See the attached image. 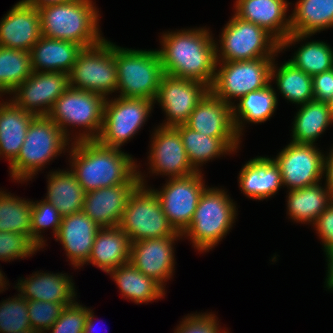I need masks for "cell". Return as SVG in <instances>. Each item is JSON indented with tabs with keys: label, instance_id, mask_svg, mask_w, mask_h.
Wrapping results in <instances>:
<instances>
[{
	"label": "cell",
	"instance_id": "cell-1",
	"mask_svg": "<svg viewBox=\"0 0 333 333\" xmlns=\"http://www.w3.org/2000/svg\"><path fill=\"white\" fill-rule=\"evenodd\" d=\"M157 49L164 74L196 80L209 88L213 83L217 59L215 40L209 28H189L163 32Z\"/></svg>",
	"mask_w": 333,
	"mask_h": 333
},
{
	"label": "cell",
	"instance_id": "cell-2",
	"mask_svg": "<svg viewBox=\"0 0 333 333\" xmlns=\"http://www.w3.org/2000/svg\"><path fill=\"white\" fill-rule=\"evenodd\" d=\"M69 149L70 170L85 192L126 184L138 173L135 158L97 140L73 141Z\"/></svg>",
	"mask_w": 333,
	"mask_h": 333
},
{
	"label": "cell",
	"instance_id": "cell-3",
	"mask_svg": "<svg viewBox=\"0 0 333 333\" xmlns=\"http://www.w3.org/2000/svg\"><path fill=\"white\" fill-rule=\"evenodd\" d=\"M92 0H71L38 7L41 35L82 45L84 48L99 44L101 34L100 13Z\"/></svg>",
	"mask_w": 333,
	"mask_h": 333
},
{
	"label": "cell",
	"instance_id": "cell-4",
	"mask_svg": "<svg viewBox=\"0 0 333 333\" xmlns=\"http://www.w3.org/2000/svg\"><path fill=\"white\" fill-rule=\"evenodd\" d=\"M70 142L51 119L36 116L27 129L17 158L9 165L10 177L19 183L31 181L51 160L62 153L65 155V151L68 153Z\"/></svg>",
	"mask_w": 333,
	"mask_h": 333
},
{
	"label": "cell",
	"instance_id": "cell-5",
	"mask_svg": "<svg viewBox=\"0 0 333 333\" xmlns=\"http://www.w3.org/2000/svg\"><path fill=\"white\" fill-rule=\"evenodd\" d=\"M225 190L209 186L204 190L191 223L182 234L200 253L215 248L236 222L237 205Z\"/></svg>",
	"mask_w": 333,
	"mask_h": 333
},
{
	"label": "cell",
	"instance_id": "cell-6",
	"mask_svg": "<svg viewBox=\"0 0 333 333\" xmlns=\"http://www.w3.org/2000/svg\"><path fill=\"white\" fill-rule=\"evenodd\" d=\"M105 100L106 98L98 93L69 86L53 104L47 117L61 128L71 142L73 139L74 142L96 140L102 128ZM71 126L80 127L82 131L72 135Z\"/></svg>",
	"mask_w": 333,
	"mask_h": 333
},
{
	"label": "cell",
	"instance_id": "cell-7",
	"mask_svg": "<svg viewBox=\"0 0 333 333\" xmlns=\"http://www.w3.org/2000/svg\"><path fill=\"white\" fill-rule=\"evenodd\" d=\"M117 65V95L124 98L155 100L164 71L155 50L124 48L114 43Z\"/></svg>",
	"mask_w": 333,
	"mask_h": 333
},
{
	"label": "cell",
	"instance_id": "cell-8",
	"mask_svg": "<svg viewBox=\"0 0 333 333\" xmlns=\"http://www.w3.org/2000/svg\"><path fill=\"white\" fill-rule=\"evenodd\" d=\"M139 167L141 166L138 164L140 185L130 195L118 226L127 234L131 243L144 239L182 236L170 224L157 195L147 185V176H143Z\"/></svg>",
	"mask_w": 333,
	"mask_h": 333
},
{
	"label": "cell",
	"instance_id": "cell-9",
	"mask_svg": "<svg viewBox=\"0 0 333 333\" xmlns=\"http://www.w3.org/2000/svg\"><path fill=\"white\" fill-rule=\"evenodd\" d=\"M219 39L215 40L217 62L248 61L280 54V43L271 34L235 13L223 27Z\"/></svg>",
	"mask_w": 333,
	"mask_h": 333
},
{
	"label": "cell",
	"instance_id": "cell-10",
	"mask_svg": "<svg viewBox=\"0 0 333 333\" xmlns=\"http://www.w3.org/2000/svg\"><path fill=\"white\" fill-rule=\"evenodd\" d=\"M68 80L70 87L98 93L105 98L117 93L114 43L104 38L99 44L84 48L68 73Z\"/></svg>",
	"mask_w": 333,
	"mask_h": 333
},
{
	"label": "cell",
	"instance_id": "cell-11",
	"mask_svg": "<svg viewBox=\"0 0 333 333\" xmlns=\"http://www.w3.org/2000/svg\"><path fill=\"white\" fill-rule=\"evenodd\" d=\"M275 57L248 61L217 62L210 92L229 105L250 92L271 83V67ZM233 99H237L234 100Z\"/></svg>",
	"mask_w": 333,
	"mask_h": 333
},
{
	"label": "cell",
	"instance_id": "cell-12",
	"mask_svg": "<svg viewBox=\"0 0 333 333\" xmlns=\"http://www.w3.org/2000/svg\"><path fill=\"white\" fill-rule=\"evenodd\" d=\"M109 98L105 100L102 128L96 140L121 149L146 124L155 104L145 98Z\"/></svg>",
	"mask_w": 333,
	"mask_h": 333
},
{
	"label": "cell",
	"instance_id": "cell-13",
	"mask_svg": "<svg viewBox=\"0 0 333 333\" xmlns=\"http://www.w3.org/2000/svg\"><path fill=\"white\" fill-rule=\"evenodd\" d=\"M203 176L201 171L186 177L166 179L159 190L149 186L157 195L170 224L180 234L189 227L199 199L207 188Z\"/></svg>",
	"mask_w": 333,
	"mask_h": 333
},
{
	"label": "cell",
	"instance_id": "cell-14",
	"mask_svg": "<svg viewBox=\"0 0 333 333\" xmlns=\"http://www.w3.org/2000/svg\"><path fill=\"white\" fill-rule=\"evenodd\" d=\"M324 158L325 154L316 144L291 141L275 158L273 157L280 168L282 184L287 187V191L302 189L321 182Z\"/></svg>",
	"mask_w": 333,
	"mask_h": 333
},
{
	"label": "cell",
	"instance_id": "cell-15",
	"mask_svg": "<svg viewBox=\"0 0 333 333\" xmlns=\"http://www.w3.org/2000/svg\"><path fill=\"white\" fill-rule=\"evenodd\" d=\"M209 91L205 83L164 74L154 100V104L159 103L166 116L164 123L159 126L175 127L185 124L191 112Z\"/></svg>",
	"mask_w": 333,
	"mask_h": 333
},
{
	"label": "cell",
	"instance_id": "cell-16",
	"mask_svg": "<svg viewBox=\"0 0 333 333\" xmlns=\"http://www.w3.org/2000/svg\"><path fill=\"white\" fill-rule=\"evenodd\" d=\"M151 134L148 156L149 174L170 178L190 176L197 171L192 167L175 127L157 126Z\"/></svg>",
	"mask_w": 333,
	"mask_h": 333
},
{
	"label": "cell",
	"instance_id": "cell-17",
	"mask_svg": "<svg viewBox=\"0 0 333 333\" xmlns=\"http://www.w3.org/2000/svg\"><path fill=\"white\" fill-rule=\"evenodd\" d=\"M69 87L68 74L32 72L11 93V100L21 109L36 116H47L56 100Z\"/></svg>",
	"mask_w": 333,
	"mask_h": 333
},
{
	"label": "cell",
	"instance_id": "cell-18",
	"mask_svg": "<svg viewBox=\"0 0 333 333\" xmlns=\"http://www.w3.org/2000/svg\"><path fill=\"white\" fill-rule=\"evenodd\" d=\"M183 236L144 239L131 243L130 262L141 273L152 277L164 289L175 270L174 244Z\"/></svg>",
	"mask_w": 333,
	"mask_h": 333
},
{
	"label": "cell",
	"instance_id": "cell-19",
	"mask_svg": "<svg viewBox=\"0 0 333 333\" xmlns=\"http://www.w3.org/2000/svg\"><path fill=\"white\" fill-rule=\"evenodd\" d=\"M140 185L138 173L126 184L85 192L83 212L101 228L120 224L130 195Z\"/></svg>",
	"mask_w": 333,
	"mask_h": 333
},
{
	"label": "cell",
	"instance_id": "cell-20",
	"mask_svg": "<svg viewBox=\"0 0 333 333\" xmlns=\"http://www.w3.org/2000/svg\"><path fill=\"white\" fill-rule=\"evenodd\" d=\"M39 11L17 2L0 20V46L30 52L41 37Z\"/></svg>",
	"mask_w": 333,
	"mask_h": 333
},
{
	"label": "cell",
	"instance_id": "cell-21",
	"mask_svg": "<svg viewBox=\"0 0 333 333\" xmlns=\"http://www.w3.org/2000/svg\"><path fill=\"white\" fill-rule=\"evenodd\" d=\"M289 16L291 34L281 42L280 52L333 28V0H297Z\"/></svg>",
	"mask_w": 333,
	"mask_h": 333
},
{
	"label": "cell",
	"instance_id": "cell-22",
	"mask_svg": "<svg viewBox=\"0 0 333 333\" xmlns=\"http://www.w3.org/2000/svg\"><path fill=\"white\" fill-rule=\"evenodd\" d=\"M101 227L83 211L63 216L55 241L62 244L75 269L88 261L95 237Z\"/></svg>",
	"mask_w": 333,
	"mask_h": 333
},
{
	"label": "cell",
	"instance_id": "cell-23",
	"mask_svg": "<svg viewBox=\"0 0 333 333\" xmlns=\"http://www.w3.org/2000/svg\"><path fill=\"white\" fill-rule=\"evenodd\" d=\"M290 4L287 0H236L233 7L239 18L260 26L281 44L291 34L286 15Z\"/></svg>",
	"mask_w": 333,
	"mask_h": 333
},
{
	"label": "cell",
	"instance_id": "cell-24",
	"mask_svg": "<svg viewBox=\"0 0 333 333\" xmlns=\"http://www.w3.org/2000/svg\"><path fill=\"white\" fill-rule=\"evenodd\" d=\"M15 289L26 300L54 302L69 306L76 302L77 293L72 276L67 273L36 271L18 280Z\"/></svg>",
	"mask_w": 333,
	"mask_h": 333
},
{
	"label": "cell",
	"instance_id": "cell-25",
	"mask_svg": "<svg viewBox=\"0 0 333 333\" xmlns=\"http://www.w3.org/2000/svg\"><path fill=\"white\" fill-rule=\"evenodd\" d=\"M185 124L209 137L241 138L235 128L232 106L210 91L197 104Z\"/></svg>",
	"mask_w": 333,
	"mask_h": 333
},
{
	"label": "cell",
	"instance_id": "cell-26",
	"mask_svg": "<svg viewBox=\"0 0 333 333\" xmlns=\"http://www.w3.org/2000/svg\"><path fill=\"white\" fill-rule=\"evenodd\" d=\"M238 182L241 193L256 201L273 197L283 187L280 168L268 156L247 161L239 171Z\"/></svg>",
	"mask_w": 333,
	"mask_h": 333
},
{
	"label": "cell",
	"instance_id": "cell-27",
	"mask_svg": "<svg viewBox=\"0 0 333 333\" xmlns=\"http://www.w3.org/2000/svg\"><path fill=\"white\" fill-rule=\"evenodd\" d=\"M180 132L182 144L192 167L201 172V166L225 155L238 152L242 138L209 137L196 132L186 124L175 126Z\"/></svg>",
	"mask_w": 333,
	"mask_h": 333
},
{
	"label": "cell",
	"instance_id": "cell-28",
	"mask_svg": "<svg viewBox=\"0 0 333 333\" xmlns=\"http://www.w3.org/2000/svg\"><path fill=\"white\" fill-rule=\"evenodd\" d=\"M130 251V239L119 226L104 227L98 231L85 264H92L108 274L130 262Z\"/></svg>",
	"mask_w": 333,
	"mask_h": 333
},
{
	"label": "cell",
	"instance_id": "cell-29",
	"mask_svg": "<svg viewBox=\"0 0 333 333\" xmlns=\"http://www.w3.org/2000/svg\"><path fill=\"white\" fill-rule=\"evenodd\" d=\"M2 97H0L1 99ZM0 101V158L9 165L17 158L26 137L27 129L36 117L18 107L10 98Z\"/></svg>",
	"mask_w": 333,
	"mask_h": 333
},
{
	"label": "cell",
	"instance_id": "cell-30",
	"mask_svg": "<svg viewBox=\"0 0 333 333\" xmlns=\"http://www.w3.org/2000/svg\"><path fill=\"white\" fill-rule=\"evenodd\" d=\"M83 49L80 44L41 36L30 51L33 72L68 74Z\"/></svg>",
	"mask_w": 333,
	"mask_h": 333
},
{
	"label": "cell",
	"instance_id": "cell-31",
	"mask_svg": "<svg viewBox=\"0 0 333 333\" xmlns=\"http://www.w3.org/2000/svg\"><path fill=\"white\" fill-rule=\"evenodd\" d=\"M322 182L302 189L287 191L288 218L294 223L313 225L321 213L333 202L331 190Z\"/></svg>",
	"mask_w": 333,
	"mask_h": 333
},
{
	"label": "cell",
	"instance_id": "cell-32",
	"mask_svg": "<svg viewBox=\"0 0 333 333\" xmlns=\"http://www.w3.org/2000/svg\"><path fill=\"white\" fill-rule=\"evenodd\" d=\"M270 83L263 89L250 92L232 105L233 120L236 131L243 137V131L248 123H264L269 120L278 106L276 89Z\"/></svg>",
	"mask_w": 333,
	"mask_h": 333
},
{
	"label": "cell",
	"instance_id": "cell-33",
	"mask_svg": "<svg viewBox=\"0 0 333 333\" xmlns=\"http://www.w3.org/2000/svg\"><path fill=\"white\" fill-rule=\"evenodd\" d=\"M47 179L44 200L51 203L62 217L83 211L85 191L70 168L50 170Z\"/></svg>",
	"mask_w": 333,
	"mask_h": 333
},
{
	"label": "cell",
	"instance_id": "cell-34",
	"mask_svg": "<svg viewBox=\"0 0 333 333\" xmlns=\"http://www.w3.org/2000/svg\"><path fill=\"white\" fill-rule=\"evenodd\" d=\"M108 275L116 282L120 295L135 304H148L165 297V289L152 277L141 273L131 262L113 269Z\"/></svg>",
	"mask_w": 333,
	"mask_h": 333
},
{
	"label": "cell",
	"instance_id": "cell-35",
	"mask_svg": "<svg viewBox=\"0 0 333 333\" xmlns=\"http://www.w3.org/2000/svg\"><path fill=\"white\" fill-rule=\"evenodd\" d=\"M299 106L294 115L290 141L317 144L318 138L333 124L329 105L327 102L312 100Z\"/></svg>",
	"mask_w": 333,
	"mask_h": 333
},
{
	"label": "cell",
	"instance_id": "cell-36",
	"mask_svg": "<svg viewBox=\"0 0 333 333\" xmlns=\"http://www.w3.org/2000/svg\"><path fill=\"white\" fill-rule=\"evenodd\" d=\"M275 60L276 58L271 67V82L275 81L277 91L279 90L282 97L297 107L314 100L312 76L289 61L277 66Z\"/></svg>",
	"mask_w": 333,
	"mask_h": 333
},
{
	"label": "cell",
	"instance_id": "cell-37",
	"mask_svg": "<svg viewBox=\"0 0 333 333\" xmlns=\"http://www.w3.org/2000/svg\"><path fill=\"white\" fill-rule=\"evenodd\" d=\"M32 200L0 189V231L25 234L31 239Z\"/></svg>",
	"mask_w": 333,
	"mask_h": 333
},
{
	"label": "cell",
	"instance_id": "cell-38",
	"mask_svg": "<svg viewBox=\"0 0 333 333\" xmlns=\"http://www.w3.org/2000/svg\"><path fill=\"white\" fill-rule=\"evenodd\" d=\"M32 72L30 52L0 46V97L10 96Z\"/></svg>",
	"mask_w": 333,
	"mask_h": 333
},
{
	"label": "cell",
	"instance_id": "cell-39",
	"mask_svg": "<svg viewBox=\"0 0 333 333\" xmlns=\"http://www.w3.org/2000/svg\"><path fill=\"white\" fill-rule=\"evenodd\" d=\"M288 61L306 74L314 76L333 68V48L325 41L304 42Z\"/></svg>",
	"mask_w": 333,
	"mask_h": 333
},
{
	"label": "cell",
	"instance_id": "cell-40",
	"mask_svg": "<svg viewBox=\"0 0 333 333\" xmlns=\"http://www.w3.org/2000/svg\"><path fill=\"white\" fill-rule=\"evenodd\" d=\"M62 216L59 211L49 202L42 199L40 201L32 200V217H31V240L43 249L46 240L42 233L48 227L52 228L54 237L57 235Z\"/></svg>",
	"mask_w": 333,
	"mask_h": 333
},
{
	"label": "cell",
	"instance_id": "cell-41",
	"mask_svg": "<svg viewBox=\"0 0 333 333\" xmlns=\"http://www.w3.org/2000/svg\"><path fill=\"white\" fill-rule=\"evenodd\" d=\"M31 328L27 300L19 294L0 302V333L18 332Z\"/></svg>",
	"mask_w": 333,
	"mask_h": 333
},
{
	"label": "cell",
	"instance_id": "cell-42",
	"mask_svg": "<svg viewBox=\"0 0 333 333\" xmlns=\"http://www.w3.org/2000/svg\"><path fill=\"white\" fill-rule=\"evenodd\" d=\"M41 249L25 234L0 231V260L26 259Z\"/></svg>",
	"mask_w": 333,
	"mask_h": 333
},
{
	"label": "cell",
	"instance_id": "cell-43",
	"mask_svg": "<svg viewBox=\"0 0 333 333\" xmlns=\"http://www.w3.org/2000/svg\"><path fill=\"white\" fill-rule=\"evenodd\" d=\"M65 307V304L27 300V311L31 328L45 333L59 318Z\"/></svg>",
	"mask_w": 333,
	"mask_h": 333
},
{
	"label": "cell",
	"instance_id": "cell-44",
	"mask_svg": "<svg viewBox=\"0 0 333 333\" xmlns=\"http://www.w3.org/2000/svg\"><path fill=\"white\" fill-rule=\"evenodd\" d=\"M86 318L87 307L76 301L62 310L59 318L47 331H50L49 333H83Z\"/></svg>",
	"mask_w": 333,
	"mask_h": 333
},
{
	"label": "cell",
	"instance_id": "cell-45",
	"mask_svg": "<svg viewBox=\"0 0 333 333\" xmlns=\"http://www.w3.org/2000/svg\"><path fill=\"white\" fill-rule=\"evenodd\" d=\"M215 315L212 312L187 314L176 326L174 333H229L228 329L222 330Z\"/></svg>",
	"mask_w": 333,
	"mask_h": 333
},
{
	"label": "cell",
	"instance_id": "cell-46",
	"mask_svg": "<svg viewBox=\"0 0 333 333\" xmlns=\"http://www.w3.org/2000/svg\"><path fill=\"white\" fill-rule=\"evenodd\" d=\"M312 226L322 242L323 250L333 248V202L321 213Z\"/></svg>",
	"mask_w": 333,
	"mask_h": 333
},
{
	"label": "cell",
	"instance_id": "cell-47",
	"mask_svg": "<svg viewBox=\"0 0 333 333\" xmlns=\"http://www.w3.org/2000/svg\"><path fill=\"white\" fill-rule=\"evenodd\" d=\"M314 100L327 102L333 97V68L312 76Z\"/></svg>",
	"mask_w": 333,
	"mask_h": 333
},
{
	"label": "cell",
	"instance_id": "cell-48",
	"mask_svg": "<svg viewBox=\"0 0 333 333\" xmlns=\"http://www.w3.org/2000/svg\"><path fill=\"white\" fill-rule=\"evenodd\" d=\"M323 178H326L324 184L328 186L333 195V147L326 153L324 158Z\"/></svg>",
	"mask_w": 333,
	"mask_h": 333
},
{
	"label": "cell",
	"instance_id": "cell-49",
	"mask_svg": "<svg viewBox=\"0 0 333 333\" xmlns=\"http://www.w3.org/2000/svg\"><path fill=\"white\" fill-rule=\"evenodd\" d=\"M326 261H327V272H326V278H325V287L329 291H333V248L324 250Z\"/></svg>",
	"mask_w": 333,
	"mask_h": 333
},
{
	"label": "cell",
	"instance_id": "cell-50",
	"mask_svg": "<svg viewBox=\"0 0 333 333\" xmlns=\"http://www.w3.org/2000/svg\"><path fill=\"white\" fill-rule=\"evenodd\" d=\"M95 315L93 309L87 307V318L85 321V327L83 333H95Z\"/></svg>",
	"mask_w": 333,
	"mask_h": 333
},
{
	"label": "cell",
	"instance_id": "cell-51",
	"mask_svg": "<svg viewBox=\"0 0 333 333\" xmlns=\"http://www.w3.org/2000/svg\"><path fill=\"white\" fill-rule=\"evenodd\" d=\"M28 5L35 6L36 8L46 6L49 4L64 3L71 0H20Z\"/></svg>",
	"mask_w": 333,
	"mask_h": 333
},
{
	"label": "cell",
	"instance_id": "cell-52",
	"mask_svg": "<svg viewBox=\"0 0 333 333\" xmlns=\"http://www.w3.org/2000/svg\"><path fill=\"white\" fill-rule=\"evenodd\" d=\"M3 274V271L0 269V293L8 289L7 285H9V281H6L7 276L5 277V274Z\"/></svg>",
	"mask_w": 333,
	"mask_h": 333
},
{
	"label": "cell",
	"instance_id": "cell-53",
	"mask_svg": "<svg viewBox=\"0 0 333 333\" xmlns=\"http://www.w3.org/2000/svg\"><path fill=\"white\" fill-rule=\"evenodd\" d=\"M11 333H41L38 330H34L33 328H29V329H25L22 331H18V332H11Z\"/></svg>",
	"mask_w": 333,
	"mask_h": 333
},
{
	"label": "cell",
	"instance_id": "cell-54",
	"mask_svg": "<svg viewBox=\"0 0 333 333\" xmlns=\"http://www.w3.org/2000/svg\"><path fill=\"white\" fill-rule=\"evenodd\" d=\"M328 105L331 110V115L333 117V97L328 101Z\"/></svg>",
	"mask_w": 333,
	"mask_h": 333
}]
</instances>
